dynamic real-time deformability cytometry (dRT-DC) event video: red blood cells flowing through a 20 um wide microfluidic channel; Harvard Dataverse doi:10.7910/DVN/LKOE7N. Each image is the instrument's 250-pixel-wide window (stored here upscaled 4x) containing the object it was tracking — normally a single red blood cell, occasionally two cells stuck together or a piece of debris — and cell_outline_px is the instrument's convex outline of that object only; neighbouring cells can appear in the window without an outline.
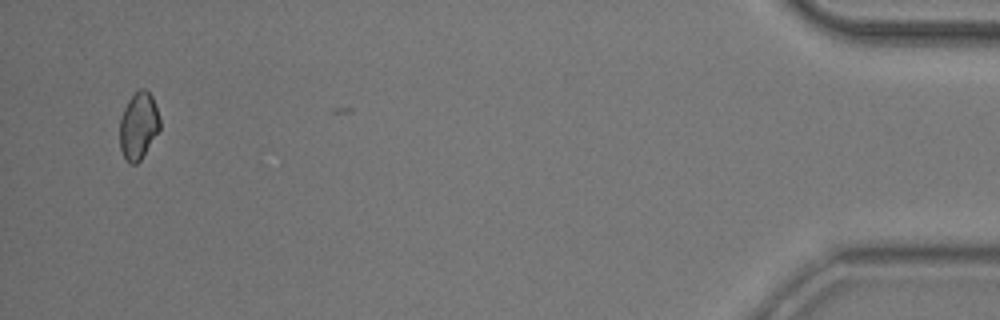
{"species": "common noctule bat (a hibernating species)", "species_latin": "Nyctalus noctula", "temperature_condition": "room temperature", "stored_images_in_passage": 16, "camera_frame_rate_fps": 3000, "um_per_image_px": 0.085, "animal": {"sex": "male", "body_mass_g": 20.5, "forearm_length_mm": 52.5}, "frame": {"image": 1, "passage_image": 16, "time_ms": 5.0, "image_size_px": [1000, 320], "cell_outline_px": [[160, 128], [140, 160], [136, 164], [128, 164], [120, 148], [120, 120], [124, 108], [128, 100], [140, 88], [144, 88], [152, 96], [160, 120]], "centroid_in_image_um": [11.76, 10.69], "position_along_channel_um": 423.4, "area_um2": 15.43}}